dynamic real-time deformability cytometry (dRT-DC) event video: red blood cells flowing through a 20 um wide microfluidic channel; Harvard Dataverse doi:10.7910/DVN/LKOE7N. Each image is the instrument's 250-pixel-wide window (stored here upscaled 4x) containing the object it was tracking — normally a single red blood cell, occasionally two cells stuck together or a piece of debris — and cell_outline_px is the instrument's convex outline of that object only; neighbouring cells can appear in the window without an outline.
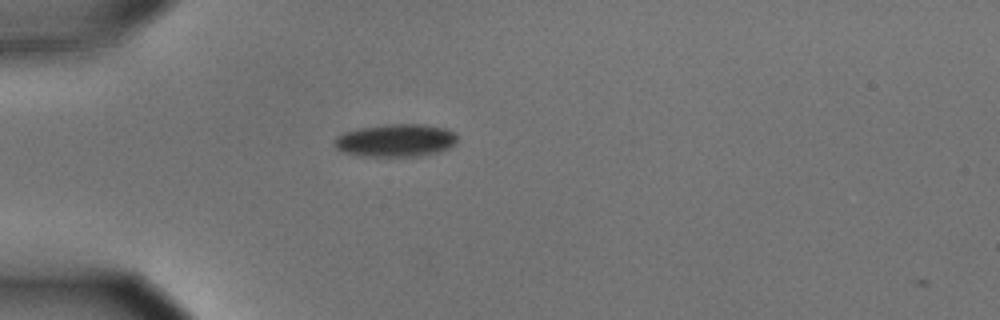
{"species": "common noctule bat (a hibernating species)", "species_latin": "Nyctalus noctula", "temperature_condition": "cold", "stored_images_in_passage": 4, "camera_frame_rate_fps": 3000, "um_per_image_px": 0.085, "animal": {"sex": "male", "body_mass_g": 15.6}, "frame": {"image": 1, "passage_image": 2, "time_ms": 0.333, "image_size_px": [1000, 320], "cell_outline_px": [[456, 144], [440, 152], [420, 156], [356, 156], [344, 152], [336, 148], [332, 144], [332, 140], [336, 136], [344, 132], [360, 128], [388, 124], [424, 124], [444, 128], [452, 132], [456, 136]], "centroid_in_image_um": [33.59, 11.94], "position_along_channel_um": 51.4, "area_um2": 23.64}}